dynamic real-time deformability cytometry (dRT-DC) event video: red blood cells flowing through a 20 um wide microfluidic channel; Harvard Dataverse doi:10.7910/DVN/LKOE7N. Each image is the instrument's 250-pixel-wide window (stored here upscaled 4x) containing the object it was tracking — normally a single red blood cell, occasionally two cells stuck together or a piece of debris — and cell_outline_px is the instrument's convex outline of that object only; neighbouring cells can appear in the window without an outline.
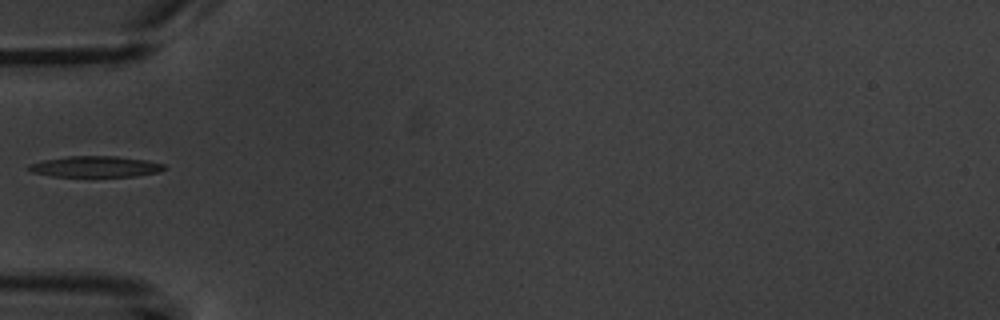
{"species": "common noctule bat (a hibernating species)", "species_latin": "Nyctalus noctula", "temperature_condition": "warm", "stored_images_in_passage": 1, "camera_frame_rate_fps": 3000, "um_per_image_px": 0.085, "animal": {"sex": "male", "body_mass_g": 20.1, "forearm_length_mm": 53.5}, "frame": {"image": 1, "passage_image": 1, "time_ms": 0.0, "image_size_px": [1000, 320], "cell_outline_px": [[168, 168], [160, 172], [136, 176], [52, 176], [32, 172], [28, 168], [28, 164], [44, 160], [68, 156], [116, 156], [144, 160], [164, 164]], "centroid_in_image_um": [8.14, 14.16], "position_along_channel_um": 76.9, "area_um2": 16.47}}